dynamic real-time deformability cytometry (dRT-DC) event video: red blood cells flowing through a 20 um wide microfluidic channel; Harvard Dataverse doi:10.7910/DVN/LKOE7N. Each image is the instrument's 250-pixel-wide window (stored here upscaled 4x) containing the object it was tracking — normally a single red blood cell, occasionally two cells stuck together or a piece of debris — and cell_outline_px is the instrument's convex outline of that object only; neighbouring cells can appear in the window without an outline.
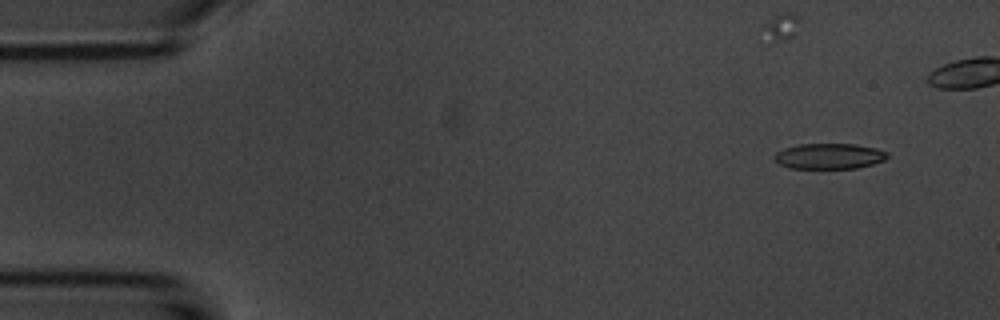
{"species": "common noctule bat (a hibernating species)", "species_latin": "Nyctalus noctula", "temperature_condition": "room temperature", "stored_images_in_passage": 6, "camera_frame_rate_fps": 3000, "um_per_image_px": 0.085, "animal": {"sex": "male", "body_mass_g": 20.1, "forearm_length_mm": 53.5}, "frame": {"image": 1, "passage_image": 2, "time_ms": 1.0, "image_size_px": [1000, 320], "cell_outline_px": [[888, 156], [884, 160], [872, 164], [856, 168], [788, 168], [772, 160], [772, 156], [776, 152], [784, 148], [800, 144], [856, 144], [876, 148], [888, 152]], "centroid_in_image_um": [70.44, 13.27], "position_along_channel_um": 14.6, "area_um2": 16.94}}